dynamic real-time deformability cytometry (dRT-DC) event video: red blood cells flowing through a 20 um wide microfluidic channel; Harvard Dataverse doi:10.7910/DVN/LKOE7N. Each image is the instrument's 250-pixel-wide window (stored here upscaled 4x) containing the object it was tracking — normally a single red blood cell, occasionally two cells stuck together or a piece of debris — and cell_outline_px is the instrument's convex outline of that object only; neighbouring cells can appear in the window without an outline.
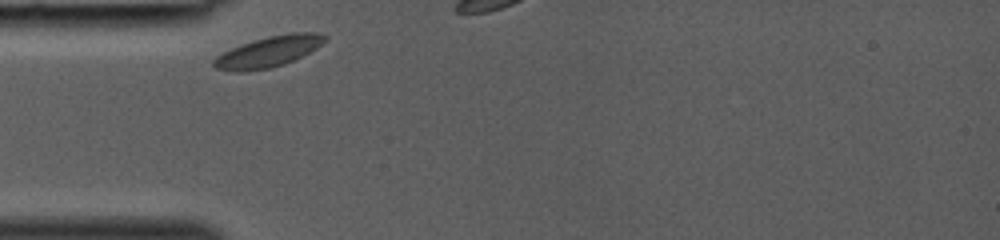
{"species": "common noctule bat (a hibernating species)", "species_latin": "Nyctalus noctula", "temperature_condition": "room temperature", "stored_images_in_passage": 6, "camera_frame_rate_fps": 3000, "um_per_image_px": 0.085, "animal": {"sex": "female", "body_mass_g": 19.0, "forearm_length_mm": 53.3}, "frame": {"image": 1, "passage_image": 1, "time_ms": 0.0, "image_size_px": [1000, 240], "cell_outline_px": [[328, 40], [316, 48], [284, 64], [268, 68], [244, 72], [236, 72], [216, 68], [212, 64], [212, 60], [216, 56], [232, 48], [252, 40], [268, 36], [292, 32], [316, 32], [328, 36]], "centroid_in_image_um": [22.82, 4.38], "position_along_channel_um": 62.2, "area_um2": 19.88}}
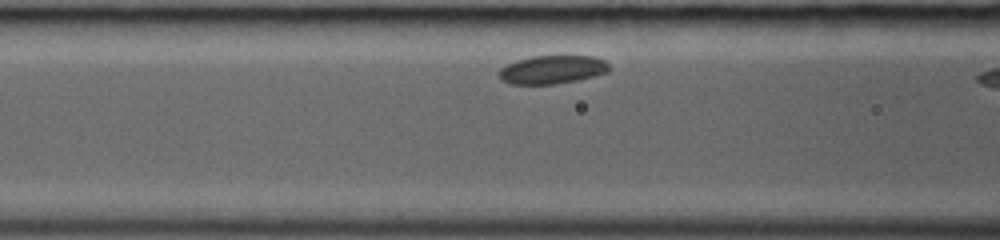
{"frame": {"image": 2, "passage_image": 5, "time_ms": 1.333, "image_size_px": [1000, 240], "cell_outline_px": [[608, 72], [576, 80], [552, 84], [508, 84], [500, 80], [500, 68], [516, 60], [532, 56], [596, 56], [604, 60], [608, 64]], "centroid_in_image_um": [46.91, 5.91], "position_along_channel_um": 119.7, "area_um2": 18.09}}